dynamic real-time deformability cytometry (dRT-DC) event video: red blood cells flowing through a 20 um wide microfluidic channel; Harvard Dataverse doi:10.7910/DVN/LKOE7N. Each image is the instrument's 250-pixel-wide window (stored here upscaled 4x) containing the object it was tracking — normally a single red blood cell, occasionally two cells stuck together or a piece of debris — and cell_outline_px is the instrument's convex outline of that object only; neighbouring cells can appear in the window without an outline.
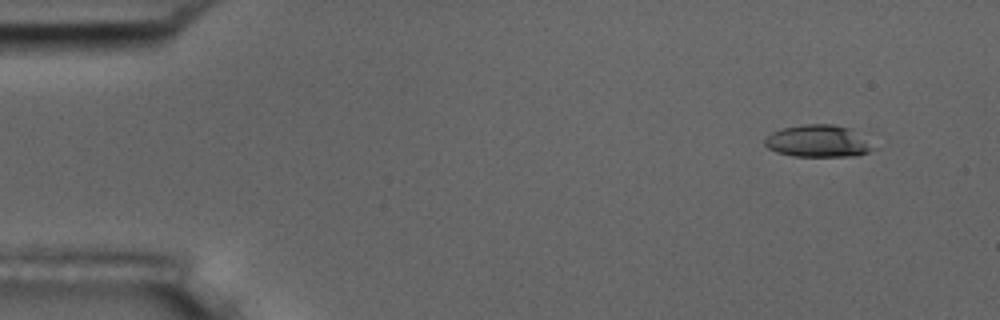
{"species": "common noctule bat (a hibernating species)", "species_latin": "Nyctalus noctula", "temperature_condition": "room temperature", "stored_images_in_passage": 6, "segment_of_instrument_passage": [2, 2], "camera_frame_rate_fps": 3000, "um_per_image_px": 0.085, "animal": {"sex": "male", "body_mass_g": 17.5, "forearm_length_mm": 52.3}, "frame": {"image": 1, "passage_image": 6, "time_ms": 6.667, "image_size_px": [1000, 320], "cell_outline_px": [[880, 148], [856, 156], [792, 156], [776, 152], [768, 148], [764, 144], [764, 140], [772, 132], [784, 128], [804, 124], [832, 124], [852, 128]], "centroid_in_image_um": [69.61, 12.0], "position_along_channel_um": 15.4, "area_um2": 20.63}}